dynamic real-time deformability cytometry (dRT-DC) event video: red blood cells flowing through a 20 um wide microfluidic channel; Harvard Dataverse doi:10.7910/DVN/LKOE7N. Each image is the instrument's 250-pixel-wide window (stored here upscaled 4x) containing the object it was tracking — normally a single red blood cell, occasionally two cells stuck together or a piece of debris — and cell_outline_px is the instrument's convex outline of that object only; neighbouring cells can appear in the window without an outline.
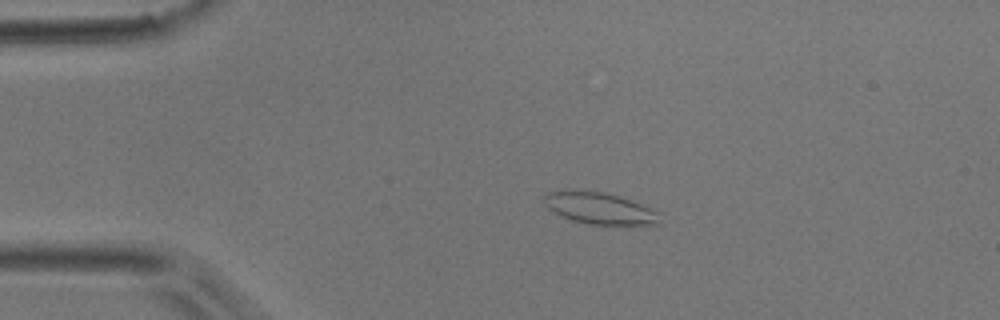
{"species": "common noctule bat (a hibernating species)", "species_latin": "Nyctalus noctula", "temperature_condition": "room temperature", "stored_images_in_passage": 50, "camera_frame_rate_fps": 3000, "um_per_image_px": 0.085, "animal": {"sex": "male", "body_mass_g": 17.9}, "frame": {"image": 1, "passage_image": 10, "time_ms": 3.0, "image_size_px": [1000, 320], "cell_outline_px": [[660, 224], [588, 224], [572, 220], [560, 216], [548, 208], [544, 204], [544, 196], [548, 192], [604, 192], [632, 200], [656, 212]], "centroid_in_image_um": [50.93, 17.72], "position_along_channel_um": 34.1, "area_um2": 20.46}}
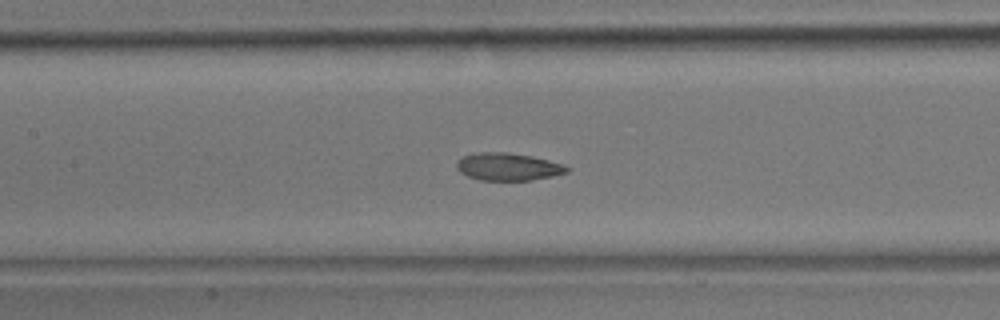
{"frame": {"image": 2, "passage_image": 23, "time_ms": 7.333, "image_size_px": [1000, 320], "cell_outline_px": [[572, 168], [568, 172], [552, 176], [532, 180], [480, 180], [468, 176], [460, 172], [456, 168], [456, 160], [464, 156], [476, 152], [504, 152], [532, 156], [564, 164]], "centroid_in_image_um": [43.19, 14.17], "position_along_channel_um": 164.2, "area_um2": 17.8}}
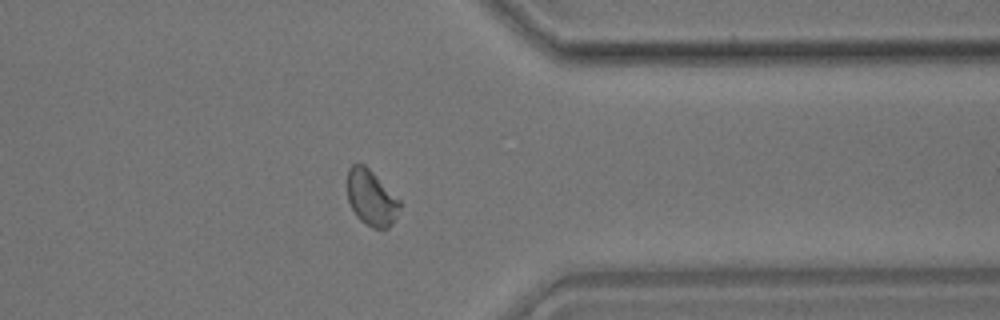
{"frame": {"image": 3, "passage_image": 40, "time_ms": 13.0, "image_size_px": [1000, 320], "cell_outline_px": [[400, 208], [388, 228], [372, 228], [360, 220], [356, 216], [348, 200], [348, 168], [352, 164], [364, 164], [400, 200]], "centroid_in_image_um": [31.54, 16.82], "position_along_channel_um": 379.9, "area_um2": 16.65}, "authors_computed_cell_mechanics": {"area_um2": 17.7735, "velocity_mm_per_s": 3.9535, "shape_relaxation_time_tau1_ms": 10.1648, "shape_relaxation_time_tau2_ms": 0.3976, "deformation_change_tau1": 0.226, "deformation_change_tau2": 0.0332}}